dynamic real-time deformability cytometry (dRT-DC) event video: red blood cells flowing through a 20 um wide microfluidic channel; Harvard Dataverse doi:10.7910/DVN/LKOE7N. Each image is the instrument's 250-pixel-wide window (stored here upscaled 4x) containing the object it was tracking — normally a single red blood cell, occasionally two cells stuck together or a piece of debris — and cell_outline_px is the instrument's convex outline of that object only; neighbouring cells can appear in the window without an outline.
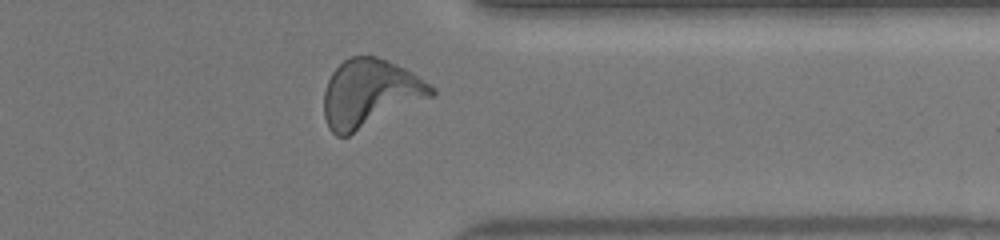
{"species": "human", "species_latin": "Homo sapiens", "temperature_condition": "warm", "stored_images_in_passage": 27, "camera_frame_rate_fps": 3000, "um_per_image_px": 0.085, "donor": {"sex": "female"}, "frame": {"image": 1, "passage_image": 23, "time_ms": 8.667, "image_size_px": [1000, 240], "cell_outline_px": [[436, 92], [432, 96], [348, 136], [336, 136], [328, 128], [324, 116], [324, 92], [328, 80], [332, 72], [348, 56], [376, 56], [388, 60], [404, 68], [436, 88]], "centroid_in_image_um": [31.41, 7.93], "position_along_channel_um": 380.0, "area_um2": 42.19}, "authors_computed_cell_mechanics": {"area_um2": 39.4774, "velocity_mm_per_s": 3.9995, "shape_relaxation_time_tau1_ms": 7.9429, "shape_relaxation_time_tau2_ms": 0.8977, "deformation_change_tau1": 0.2859, "deformation_change_tau2": 0.1147}}